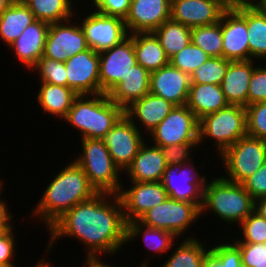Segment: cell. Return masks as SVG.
Returning a JSON list of instances; mask_svg holds the SVG:
<instances>
[{
	"mask_svg": "<svg viewBox=\"0 0 266 267\" xmlns=\"http://www.w3.org/2000/svg\"><path fill=\"white\" fill-rule=\"evenodd\" d=\"M47 230L51 234L48 250L56 240L74 237L86 246L87 260H99L102 254L116 255L127 244V223L118 194L98 192L66 211Z\"/></svg>",
	"mask_w": 266,
	"mask_h": 267,
	"instance_id": "cell-1",
	"label": "cell"
},
{
	"mask_svg": "<svg viewBox=\"0 0 266 267\" xmlns=\"http://www.w3.org/2000/svg\"><path fill=\"white\" fill-rule=\"evenodd\" d=\"M97 193L83 169L72 161L47 185L37 206L33 208L32 216H39L49 228L66 211Z\"/></svg>",
	"mask_w": 266,
	"mask_h": 267,
	"instance_id": "cell-2",
	"label": "cell"
},
{
	"mask_svg": "<svg viewBox=\"0 0 266 267\" xmlns=\"http://www.w3.org/2000/svg\"><path fill=\"white\" fill-rule=\"evenodd\" d=\"M124 114L108 95H78L63 119L79 130L81 139H103Z\"/></svg>",
	"mask_w": 266,
	"mask_h": 267,
	"instance_id": "cell-3",
	"label": "cell"
},
{
	"mask_svg": "<svg viewBox=\"0 0 266 267\" xmlns=\"http://www.w3.org/2000/svg\"><path fill=\"white\" fill-rule=\"evenodd\" d=\"M254 207L255 200L242 184L219 176L206 183L201 216L205 211L210 210L223 222L240 225L254 211Z\"/></svg>",
	"mask_w": 266,
	"mask_h": 267,
	"instance_id": "cell-4",
	"label": "cell"
},
{
	"mask_svg": "<svg viewBox=\"0 0 266 267\" xmlns=\"http://www.w3.org/2000/svg\"><path fill=\"white\" fill-rule=\"evenodd\" d=\"M82 154L74 161L83 169L97 192L118 194L122 187V171L114 163L103 139H81Z\"/></svg>",
	"mask_w": 266,
	"mask_h": 267,
	"instance_id": "cell-5",
	"label": "cell"
},
{
	"mask_svg": "<svg viewBox=\"0 0 266 267\" xmlns=\"http://www.w3.org/2000/svg\"><path fill=\"white\" fill-rule=\"evenodd\" d=\"M247 135L246 108L229 104L199 120V145L206 138L214 140L219 156L237 140Z\"/></svg>",
	"mask_w": 266,
	"mask_h": 267,
	"instance_id": "cell-6",
	"label": "cell"
},
{
	"mask_svg": "<svg viewBox=\"0 0 266 267\" xmlns=\"http://www.w3.org/2000/svg\"><path fill=\"white\" fill-rule=\"evenodd\" d=\"M220 159L227 174L222 177L242 184L266 162L265 140L246 135L227 148Z\"/></svg>",
	"mask_w": 266,
	"mask_h": 267,
	"instance_id": "cell-7",
	"label": "cell"
},
{
	"mask_svg": "<svg viewBox=\"0 0 266 267\" xmlns=\"http://www.w3.org/2000/svg\"><path fill=\"white\" fill-rule=\"evenodd\" d=\"M199 217L201 210L195 204L168 197L145 212L138 221L148 227L163 229L181 237Z\"/></svg>",
	"mask_w": 266,
	"mask_h": 267,
	"instance_id": "cell-8",
	"label": "cell"
},
{
	"mask_svg": "<svg viewBox=\"0 0 266 267\" xmlns=\"http://www.w3.org/2000/svg\"><path fill=\"white\" fill-rule=\"evenodd\" d=\"M193 161L167 165L160 182L169 198L193 203L201 210L207 179L198 173Z\"/></svg>",
	"mask_w": 266,
	"mask_h": 267,
	"instance_id": "cell-9",
	"label": "cell"
},
{
	"mask_svg": "<svg viewBox=\"0 0 266 267\" xmlns=\"http://www.w3.org/2000/svg\"><path fill=\"white\" fill-rule=\"evenodd\" d=\"M149 135L157 147L199 142V120L186 105L175 106Z\"/></svg>",
	"mask_w": 266,
	"mask_h": 267,
	"instance_id": "cell-10",
	"label": "cell"
},
{
	"mask_svg": "<svg viewBox=\"0 0 266 267\" xmlns=\"http://www.w3.org/2000/svg\"><path fill=\"white\" fill-rule=\"evenodd\" d=\"M100 93L108 95L137 65L134 52L133 34L121 43L99 53Z\"/></svg>",
	"mask_w": 266,
	"mask_h": 267,
	"instance_id": "cell-11",
	"label": "cell"
},
{
	"mask_svg": "<svg viewBox=\"0 0 266 267\" xmlns=\"http://www.w3.org/2000/svg\"><path fill=\"white\" fill-rule=\"evenodd\" d=\"M81 21L79 24L89 48L98 53L111 49L129 36L124 19L118 16L94 10Z\"/></svg>",
	"mask_w": 266,
	"mask_h": 267,
	"instance_id": "cell-12",
	"label": "cell"
},
{
	"mask_svg": "<svg viewBox=\"0 0 266 267\" xmlns=\"http://www.w3.org/2000/svg\"><path fill=\"white\" fill-rule=\"evenodd\" d=\"M72 20L73 18L50 24L45 41L44 57L66 62L69 57L89 49L80 24Z\"/></svg>",
	"mask_w": 266,
	"mask_h": 267,
	"instance_id": "cell-13",
	"label": "cell"
},
{
	"mask_svg": "<svg viewBox=\"0 0 266 267\" xmlns=\"http://www.w3.org/2000/svg\"><path fill=\"white\" fill-rule=\"evenodd\" d=\"M144 135L123 114L103 138L114 163L125 171L145 142Z\"/></svg>",
	"mask_w": 266,
	"mask_h": 267,
	"instance_id": "cell-14",
	"label": "cell"
},
{
	"mask_svg": "<svg viewBox=\"0 0 266 267\" xmlns=\"http://www.w3.org/2000/svg\"><path fill=\"white\" fill-rule=\"evenodd\" d=\"M67 87L77 95L100 94L99 53L89 48L64 62Z\"/></svg>",
	"mask_w": 266,
	"mask_h": 267,
	"instance_id": "cell-15",
	"label": "cell"
},
{
	"mask_svg": "<svg viewBox=\"0 0 266 267\" xmlns=\"http://www.w3.org/2000/svg\"><path fill=\"white\" fill-rule=\"evenodd\" d=\"M130 184L128 189L122 185L118 193L126 223L138 220L145 212L169 197L161 182L131 181Z\"/></svg>",
	"mask_w": 266,
	"mask_h": 267,
	"instance_id": "cell-16",
	"label": "cell"
},
{
	"mask_svg": "<svg viewBox=\"0 0 266 267\" xmlns=\"http://www.w3.org/2000/svg\"><path fill=\"white\" fill-rule=\"evenodd\" d=\"M223 58L249 60L247 8L226 9L222 14Z\"/></svg>",
	"mask_w": 266,
	"mask_h": 267,
	"instance_id": "cell-17",
	"label": "cell"
},
{
	"mask_svg": "<svg viewBox=\"0 0 266 267\" xmlns=\"http://www.w3.org/2000/svg\"><path fill=\"white\" fill-rule=\"evenodd\" d=\"M225 0H171V19L193 28L220 21Z\"/></svg>",
	"mask_w": 266,
	"mask_h": 267,
	"instance_id": "cell-18",
	"label": "cell"
},
{
	"mask_svg": "<svg viewBox=\"0 0 266 267\" xmlns=\"http://www.w3.org/2000/svg\"><path fill=\"white\" fill-rule=\"evenodd\" d=\"M170 18L171 0H131L124 21L128 33L133 34L153 32Z\"/></svg>",
	"mask_w": 266,
	"mask_h": 267,
	"instance_id": "cell-19",
	"label": "cell"
},
{
	"mask_svg": "<svg viewBox=\"0 0 266 267\" xmlns=\"http://www.w3.org/2000/svg\"><path fill=\"white\" fill-rule=\"evenodd\" d=\"M190 84V75L170 63L150 73V93L162 97L175 106L186 105Z\"/></svg>",
	"mask_w": 266,
	"mask_h": 267,
	"instance_id": "cell-20",
	"label": "cell"
},
{
	"mask_svg": "<svg viewBox=\"0 0 266 267\" xmlns=\"http://www.w3.org/2000/svg\"><path fill=\"white\" fill-rule=\"evenodd\" d=\"M174 107L175 105L171 102L149 92L125 108L124 115L136 127L138 126V129L141 127L145 128L142 130L148 131V135ZM136 123H140L141 127Z\"/></svg>",
	"mask_w": 266,
	"mask_h": 267,
	"instance_id": "cell-21",
	"label": "cell"
},
{
	"mask_svg": "<svg viewBox=\"0 0 266 267\" xmlns=\"http://www.w3.org/2000/svg\"><path fill=\"white\" fill-rule=\"evenodd\" d=\"M144 142L132 163L124 172L128 174L129 181L134 182H160L166 169V162L160 147Z\"/></svg>",
	"mask_w": 266,
	"mask_h": 267,
	"instance_id": "cell-22",
	"label": "cell"
},
{
	"mask_svg": "<svg viewBox=\"0 0 266 267\" xmlns=\"http://www.w3.org/2000/svg\"><path fill=\"white\" fill-rule=\"evenodd\" d=\"M49 26L48 23L36 20L9 46L26 69L32 70L43 56Z\"/></svg>",
	"mask_w": 266,
	"mask_h": 267,
	"instance_id": "cell-23",
	"label": "cell"
},
{
	"mask_svg": "<svg viewBox=\"0 0 266 267\" xmlns=\"http://www.w3.org/2000/svg\"><path fill=\"white\" fill-rule=\"evenodd\" d=\"M257 61H230L220 84L229 104L248 105V89Z\"/></svg>",
	"mask_w": 266,
	"mask_h": 267,
	"instance_id": "cell-24",
	"label": "cell"
},
{
	"mask_svg": "<svg viewBox=\"0 0 266 267\" xmlns=\"http://www.w3.org/2000/svg\"><path fill=\"white\" fill-rule=\"evenodd\" d=\"M150 92V72L139 64L130 68L125 78L109 94V98L123 110Z\"/></svg>",
	"mask_w": 266,
	"mask_h": 267,
	"instance_id": "cell-25",
	"label": "cell"
},
{
	"mask_svg": "<svg viewBox=\"0 0 266 267\" xmlns=\"http://www.w3.org/2000/svg\"><path fill=\"white\" fill-rule=\"evenodd\" d=\"M221 86L216 84H190L186 106L198 120L228 106Z\"/></svg>",
	"mask_w": 266,
	"mask_h": 267,
	"instance_id": "cell-26",
	"label": "cell"
},
{
	"mask_svg": "<svg viewBox=\"0 0 266 267\" xmlns=\"http://www.w3.org/2000/svg\"><path fill=\"white\" fill-rule=\"evenodd\" d=\"M35 21V16L22 0H13L0 14V39L9 47Z\"/></svg>",
	"mask_w": 266,
	"mask_h": 267,
	"instance_id": "cell-27",
	"label": "cell"
},
{
	"mask_svg": "<svg viewBox=\"0 0 266 267\" xmlns=\"http://www.w3.org/2000/svg\"><path fill=\"white\" fill-rule=\"evenodd\" d=\"M137 63L150 73L169 64L164 49L153 32L133 33Z\"/></svg>",
	"mask_w": 266,
	"mask_h": 267,
	"instance_id": "cell-28",
	"label": "cell"
},
{
	"mask_svg": "<svg viewBox=\"0 0 266 267\" xmlns=\"http://www.w3.org/2000/svg\"><path fill=\"white\" fill-rule=\"evenodd\" d=\"M39 86L37 101L44 113L63 120L78 95L71 88L61 85L41 83Z\"/></svg>",
	"mask_w": 266,
	"mask_h": 267,
	"instance_id": "cell-29",
	"label": "cell"
},
{
	"mask_svg": "<svg viewBox=\"0 0 266 267\" xmlns=\"http://www.w3.org/2000/svg\"><path fill=\"white\" fill-rule=\"evenodd\" d=\"M138 236H143V241L145 243L146 248L151 250L152 253H166L168 250L170 251L172 247H174V240L178 239V237L166 230L148 227L138 220L131 221L127 223V232H126V241L132 242L134 238Z\"/></svg>",
	"mask_w": 266,
	"mask_h": 267,
	"instance_id": "cell-30",
	"label": "cell"
},
{
	"mask_svg": "<svg viewBox=\"0 0 266 267\" xmlns=\"http://www.w3.org/2000/svg\"><path fill=\"white\" fill-rule=\"evenodd\" d=\"M36 20L48 24L67 21L73 18L75 3L73 0H22Z\"/></svg>",
	"mask_w": 266,
	"mask_h": 267,
	"instance_id": "cell-31",
	"label": "cell"
},
{
	"mask_svg": "<svg viewBox=\"0 0 266 267\" xmlns=\"http://www.w3.org/2000/svg\"><path fill=\"white\" fill-rule=\"evenodd\" d=\"M170 59L191 42V28L171 18L153 31Z\"/></svg>",
	"mask_w": 266,
	"mask_h": 267,
	"instance_id": "cell-32",
	"label": "cell"
},
{
	"mask_svg": "<svg viewBox=\"0 0 266 267\" xmlns=\"http://www.w3.org/2000/svg\"><path fill=\"white\" fill-rule=\"evenodd\" d=\"M202 241L197 237H186L179 244L178 247L174 248L168 260H165L162 267H202V262L210 247L206 249Z\"/></svg>",
	"mask_w": 266,
	"mask_h": 267,
	"instance_id": "cell-33",
	"label": "cell"
},
{
	"mask_svg": "<svg viewBox=\"0 0 266 267\" xmlns=\"http://www.w3.org/2000/svg\"><path fill=\"white\" fill-rule=\"evenodd\" d=\"M249 60H266V14L257 7L247 8Z\"/></svg>",
	"mask_w": 266,
	"mask_h": 267,
	"instance_id": "cell-34",
	"label": "cell"
},
{
	"mask_svg": "<svg viewBox=\"0 0 266 267\" xmlns=\"http://www.w3.org/2000/svg\"><path fill=\"white\" fill-rule=\"evenodd\" d=\"M191 42L210 58L223 57L222 16L216 24L191 28Z\"/></svg>",
	"mask_w": 266,
	"mask_h": 267,
	"instance_id": "cell-35",
	"label": "cell"
},
{
	"mask_svg": "<svg viewBox=\"0 0 266 267\" xmlns=\"http://www.w3.org/2000/svg\"><path fill=\"white\" fill-rule=\"evenodd\" d=\"M222 243L211 246L203 259L202 267H240L242 266L239 248L233 243Z\"/></svg>",
	"mask_w": 266,
	"mask_h": 267,
	"instance_id": "cell-36",
	"label": "cell"
},
{
	"mask_svg": "<svg viewBox=\"0 0 266 267\" xmlns=\"http://www.w3.org/2000/svg\"><path fill=\"white\" fill-rule=\"evenodd\" d=\"M230 60L223 57H211L191 75V84L220 85L226 74Z\"/></svg>",
	"mask_w": 266,
	"mask_h": 267,
	"instance_id": "cell-37",
	"label": "cell"
},
{
	"mask_svg": "<svg viewBox=\"0 0 266 267\" xmlns=\"http://www.w3.org/2000/svg\"><path fill=\"white\" fill-rule=\"evenodd\" d=\"M210 57L199 47L190 42L180 52L169 59V63L182 72L191 75L197 68L204 64Z\"/></svg>",
	"mask_w": 266,
	"mask_h": 267,
	"instance_id": "cell-38",
	"label": "cell"
},
{
	"mask_svg": "<svg viewBox=\"0 0 266 267\" xmlns=\"http://www.w3.org/2000/svg\"><path fill=\"white\" fill-rule=\"evenodd\" d=\"M39 73L41 83L67 87V71L64 62L42 56L32 68Z\"/></svg>",
	"mask_w": 266,
	"mask_h": 267,
	"instance_id": "cell-39",
	"label": "cell"
},
{
	"mask_svg": "<svg viewBox=\"0 0 266 267\" xmlns=\"http://www.w3.org/2000/svg\"><path fill=\"white\" fill-rule=\"evenodd\" d=\"M242 238L235 243H265L266 242V220L257 212L253 211L239 225Z\"/></svg>",
	"mask_w": 266,
	"mask_h": 267,
	"instance_id": "cell-40",
	"label": "cell"
},
{
	"mask_svg": "<svg viewBox=\"0 0 266 267\" xmlns=\"http://www.w3.org/2000/svg\"><path fill=\"white\" fill-rule=\"evenodd\" d=\"M245 108L247 135L266 140V102H257Z\"/></svg>",
	"mask_w": 266,
	"mask_h": 267,
	"instance_id": "cell-41",
	"label": "cell"
},
{
	"mask_svg": "<svg viewBox=\"0 0 266 267\" xmlns=\"http://www.w3.org/2000/svg\"><path fill=\"white\" fill-rule=\"evenodd\" d=\"M197 145H199V142H186L160 148L167 165H180L193 160L191 151L194 152V148L198 147Z\"/></svg>",
	"mask_w": 266,
	"mask_h": 267,
	"instance_id": "cell-42",
	"label": "cell"
},
{
	"mask_svg": "<svg viewBox=\"0 0 266 267\" xmlns=\"http://www.w3.org/2000/svg\"><path fill=\"white\" fill-rule=\"evenodd\" d=\"M266 102V67L256 66L250 79L248 105Z\"/></svg>",
	"mask_w": 266,
	"mask_h": 267,
	"instance_id": "cell-43",
	"label": "cell"
},
{
	"mask_svg": "<svg viewBox=\"0 0 266 267\" xmlns=\"http://www.w3.org/2000/svg\"><path fill=\"white\" fill-rule=\"evenodd\" d=\"M240 250L241 262L244 267H254L256 264L266 263L265 243H234Z\"/></svg>",
	"mask_w": 266,
	"mask_h": 267,
	"instance_id": "cell-44",
	"label": "cell"
},
{
	"mask_svg": "<svg viewBox=\"0 0 266 267\" xmlns=\"http://www.w3.org/2000/svg\"><path fill=\"white\" fill-rule=\"evenodd\" d=\"M95 11L105 15L118 16L123 19L128 15L131 0H92Z\"/></svg>",
	"mask_w": 266,
	"mask_h": 267,
	"instance_id": "cell-45",
	"label": "cell"
},
{
	"mask_svg": "<svg viewBox=\"0 0 266 267\" xmlns=\"http://www.w3.org/2000/svg\"><path fill=\"white\" fill-rule=\"evenodd\" d=\"M254 200L266 196V162L242 183Z\"/></svg>",
	"mask_w": 266,
	"mask_h": 267,
	"instance_id": "cell-46",
	"label": "cell"
},
{
	"mask_svg": "<svg viewBox=\"0 0 266 267\" xmlns=\"http://www.w3.org/2000/svg\"><path fill=\"white\" fill-rule=\"evenodd\" d=\"M15 239L13 229L0 238V265L3 267H17L16 263H13L15 259L13 257L16 256L15 245H17Z\"/></svg>",
	"mask_w": 266,
	"mask_h": 267,
	"instance_id": "cell-47",
	"label": "cell"
},
{
	"mask_svg": "<svg viewBox=\"0 0 266 267\" xmlns=\"http://www.w3.org/2000/svg\"><path fill=\"white\" fill-rule=\"evenodd\" d=\"M262 0H225L228 9L254 8L257 7Z\"/></svg>",
	"mask_w": 266,
	"mask_h": 267,
	"instance_id": "cell-48",
	"label": "cell"
},
{
	"mask_svg": "<svg viewBox=\"0 0 266 267\" xmlns=\"http://www.w3.org/2000/svg\"><path fill=\"white\" fill-rule=\"evenodd\" d=\"M6 204L7 203H0V226H14L11 223L13 216L9 212Z\"/></svg>",
	"mask_w": 266,
	"mask_h": 267,
	"instance_id": "cell-49",
	"label": "cell"
},
{
	"mask_svg": "<svg viewBox=\"0 0 266 267\" xmlns=\"http://www.w3.org/2000/svg\"><path fill=\"white\" fill-rule=\"evenodd\" d=\"M149 259H146V261L142 264H140L139 267H149V262H148ZM84 266H87V267H114L113 266H110L109 264H106L104 261H101V259L99 260H87L85 259L84 261Z\"/></svg>",
	"mask_w": 266,
	"mask_h": 267,
	"instance_id": "cell-50",
	"label": "cell"
},
{
	"mask_svg": "<svg viewBox=\"0 0 266 267\" xmlns=\"http://www.w3.org/2000/svg\"><path fill=\"white\" fill-rule=\"evenodd\" d=\"M254 211L266 220V196L255 200Z\"/></svg>",
	"mask_w": 266,
	"mask_h": 267,
	"instance_id": "cell-51",
	"label": "cell"
},
{
	"mask_svg": "<svg viewBox=\"0 0 266 267\" xmlns=\"http://www.w3.org/2000/svg\"><path fill=\"white\" fill-rule=\"evenodd\" d=\"M44 257H43V259H40L41 261H37V265L35 264L34 266L35 267H54L50 262L48 263H46V261H44Z\"/></svg>",
	"mask_w": 266,
	"mask_h": 267,
	"instance_id": "cell-52",
	"label": "cell"
},
{
	"mask_svg": "<svg viewBox=\"0 0 266 267\" xmlns=\"http://www.w3.org/2000/svg\"><path fill=\"white\" fill-rule=\"evenodd\" d=\"M13 0H0V14L5 10V8L12 2Z\"/></svg>",
	"mask_w": 266,
	"mask_h": 267,
	"instance_id": "cell-53",
	"label": "cell"
},
{
	"mask_svg": "<svg viewBox=\"0 0 266 267\" xmlns=\"http://www.w3.org/2000/svg\"><path fill=\"white\" fill-rule=\"evenodd\" d=\"M13 226H0V238L3 237L9 230L13 229Z\"/></svg>",
	"mask_w": 266,
	"mask_h": 267,
	"instance_id": "cell-54",
	"label": "cell"
},
{
	"mask_svg": "<svg viewBox=\"0 0 266 267\" xmlns=\"http://www.w3.org/2000/svg\"><path fill=\"white\" fill-rule=\"evenodd\" d=\"M257 8L266 14V0H262L261 3L257 6Z\"/></svg>",
	"mask_w": 266,
	"mask_h": 267,
	"instance_id": "cell-55",
	"label": "cell"
},
{
	"mask_svg": "<svg viewBox=\"0 0 266 267\" xmlns=\"http://www.w3.org/2000/svg\"><path fill=\"white\" fill-rule=\"evenodd\" d=\"M2 186H3V183L0 180V197H1V193H2L1 190H3ZM0 203H6V202H4L2 199H0Z\"/></svg>",
	"mask_w": 266,
	"mask_h": 267,
	"instance_id": "cell-56",
	"label": "cell"
},
{
	"mask_svg": "<svg viewBox=\"0 0 266 267\" xmlns=\"http://www.w3.org/2000/svg\"><path fill=\"white\" fill-rule=\"evenodd\" d=\"M254 267H266V263L256 264L254 265Z\"/></svg>",
	"mask_w": 266,
	"mask_h": 267,
	"instance_id": "cell-57",
	"label": "cell"
}]
</instances>
